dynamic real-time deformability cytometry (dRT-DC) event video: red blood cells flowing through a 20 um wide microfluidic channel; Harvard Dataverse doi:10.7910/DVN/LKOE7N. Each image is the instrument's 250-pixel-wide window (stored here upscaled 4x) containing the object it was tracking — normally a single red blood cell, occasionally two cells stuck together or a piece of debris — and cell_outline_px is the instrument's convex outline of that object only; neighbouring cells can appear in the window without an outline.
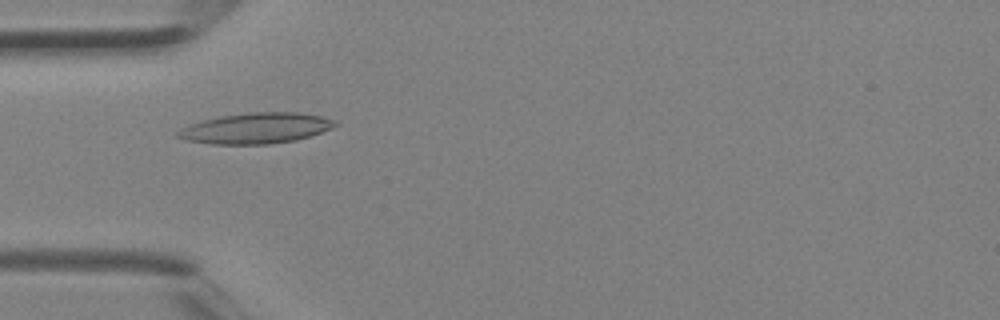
{"species": "Egyptian fruit bat (a non-hibernating species)", "species_latin": "Rousettus aegyptiacus", "temperature_condition": "room temperature", "stored_images_in_passage": 1, "camera_frame_rate_fps": 3000, "um_per_image_px": 0.085, "animal": {"sex": "female"}, "frame": {"image": 1, "passage_image": 1, "time_ms": 0.0, "image_size_px": [1000, 320], "cell_outline_px": [[340, 124], [332, 128], [296, 140], [268, 144], [212, 144], [188, 140], [176, 136], [176, 132], [180, 128], [188, 124], [220, 116], [252, 112], [300, 112], [320, 116], [332, 120]], "centroid_in_image_um": [21.73, 10.89], "position_along_channel_um": 63.3, "area_um2": 27.98}}